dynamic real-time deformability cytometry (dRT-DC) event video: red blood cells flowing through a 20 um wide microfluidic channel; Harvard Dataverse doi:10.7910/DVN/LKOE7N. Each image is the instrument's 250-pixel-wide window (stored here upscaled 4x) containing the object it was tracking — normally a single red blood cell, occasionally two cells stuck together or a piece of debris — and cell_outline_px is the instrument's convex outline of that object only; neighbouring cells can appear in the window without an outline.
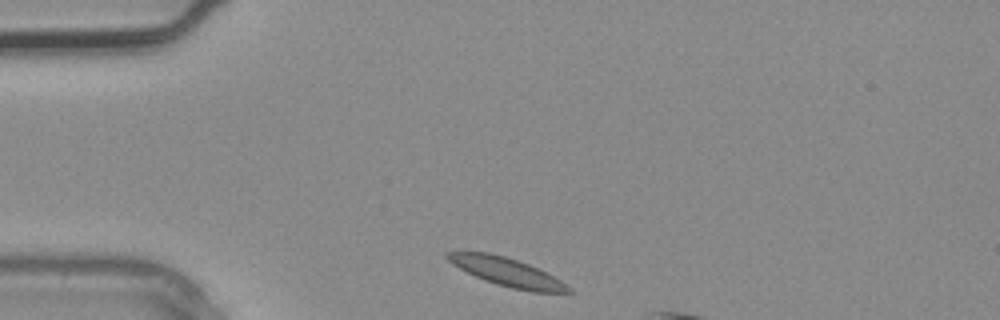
{"species": "common noctule bat (a hibernating species)", "species_latin": "Nyctalus noctula", "temperature_condition": "warm", "stored_images_in_passage": 2, "camera_frame_rate_fps": 3000, "um_per_image_px": 0.085, "animal": {"sex": "male", "body_mass_g": 20.4}, "frame": {"image": 1, "passage_image": 1, "time_ms": 0.0, "image_size_px": [1000, 320], "cell_outline_px": [[572, 292], [532, 292], [512, 288], [496, 284], [484, 280], [452, 264], [444, 256], [444, 252], [488, 252], [504, 256], [528, 264], [560, 280], [572, 288]], "centroid_in_image_um": [43.06, 23.12], "position_along_channel_um": 41.9, "area_um2": 19.65}}